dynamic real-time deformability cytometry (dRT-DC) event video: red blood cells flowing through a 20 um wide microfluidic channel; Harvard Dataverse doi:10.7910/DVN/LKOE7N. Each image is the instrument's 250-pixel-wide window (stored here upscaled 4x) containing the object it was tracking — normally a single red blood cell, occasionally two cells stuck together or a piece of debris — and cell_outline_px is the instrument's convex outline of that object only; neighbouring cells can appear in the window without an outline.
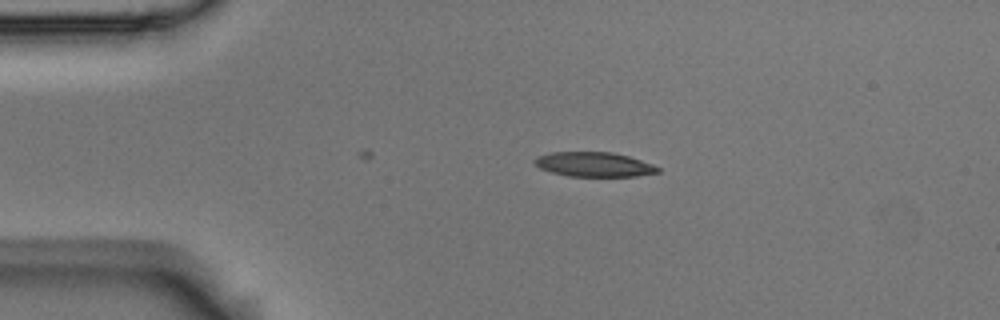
{"species": "Egyptian fruit bat (a non-hibernating species)", "species_latin": "Rousettus aegyptiacus", "temperature_condition": "room temperature", "stored_images_in_passage": 2, "camera_frame_rate_fps": 3000, "um_per_image_px": 0.085, "animal": {"sex": "male"}, "frame": {"image": 1, "passage_image": 1, "time_ms": 0.0, "image_size_px": [1000, 320], "cell_outline_px": [[660, 172], [636, 176], [568, 176], [552, 172], [540, 168], [532, 160], [536, 156], [552, 152], [612, 152], [628, 156], [652, 164], [660, 168]], "centroid_in_image_um": [50.48, 13.97], "position_along_channel_um": 34.5, "area_um2": 17.57}}